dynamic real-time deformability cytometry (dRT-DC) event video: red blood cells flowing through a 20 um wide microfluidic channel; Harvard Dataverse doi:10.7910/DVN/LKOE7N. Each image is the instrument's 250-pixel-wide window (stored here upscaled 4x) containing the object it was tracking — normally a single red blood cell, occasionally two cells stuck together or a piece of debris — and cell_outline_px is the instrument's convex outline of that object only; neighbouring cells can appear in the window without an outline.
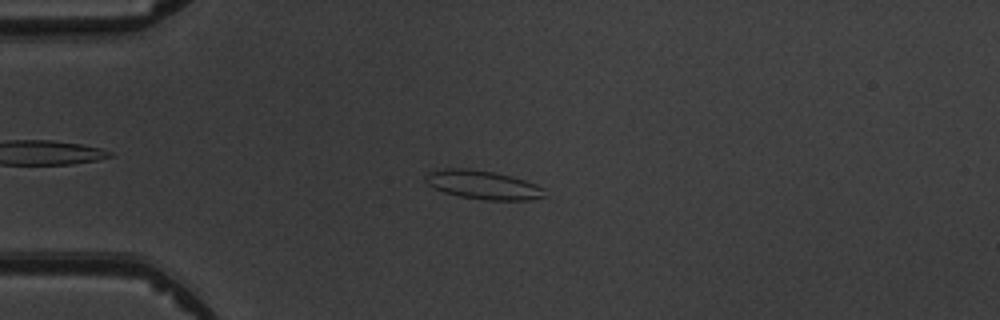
{"species": "common noctule bat (a hibernating species)", "species_latin": "Nyctalus noctula", "temperature_condition": "warm", "stored_images_in_passage": 8, "camera_frame_rate_fps": 3000, "um_per_image_px": 0.085, "animal": {"sex": "male", "body_mass_g": 19.5, "forearm_length_mm": 54.6}, "frame": {"image": 1, "passage_image": 3, "time_ms": 2.333, "image_size_px": [1000, 320], "cell_outline_px": [[548, 196], [532, 200], [488, 200], [460, 196], [444, 192], [428, 184], [424, 180], [424, 176], [428, 172], [444, 168], [468, 168], [496, 172], [512, 176], [536, 184], [544, 188]], "centroid_in_image_um": [41.09, 15.7], "position_along_channel_um": 43.9, "area_um2": 20.11}}
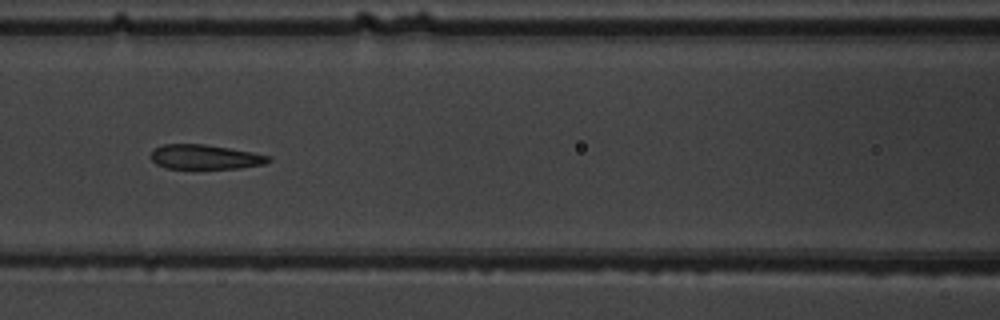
{"frame": {"image": 2, "passage_image": 6, "time_ms": 5.667, "image_size_px": [1000, 320], "cell_outline_px": [[272, 160], [264, 164], [240, 168], [164, 168], [156, 164], [148, 156], [156, 148], [164, 144], [204, 144], [252, 152], [272, 156]], "centroid_in_image_um": [17.43, 13.34], "position_along_channel_um": 149.2, "area_um2": 16.82}}
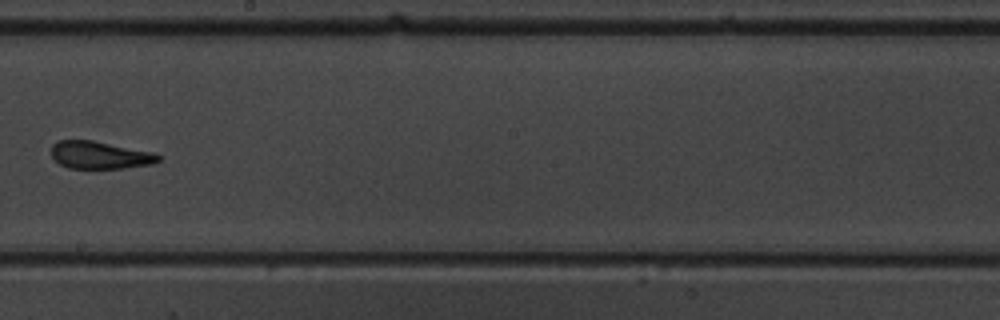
{"frame": {"image": 3, "passage_image": 8, "time_ms": 8.0, "image_size_px": [1000, 320], "cell_outline_px": [[160, 160], [152, 164], [124, 168], [68, 168], [60, 164], [52, 156], [52, 144], [56, 140], [92, 140], [152, 152], [160, 156]], "centroid_in_image_um": [8.47, 13.18], "position_along_channel_um": 239.7, "area_um2": 17.05}}